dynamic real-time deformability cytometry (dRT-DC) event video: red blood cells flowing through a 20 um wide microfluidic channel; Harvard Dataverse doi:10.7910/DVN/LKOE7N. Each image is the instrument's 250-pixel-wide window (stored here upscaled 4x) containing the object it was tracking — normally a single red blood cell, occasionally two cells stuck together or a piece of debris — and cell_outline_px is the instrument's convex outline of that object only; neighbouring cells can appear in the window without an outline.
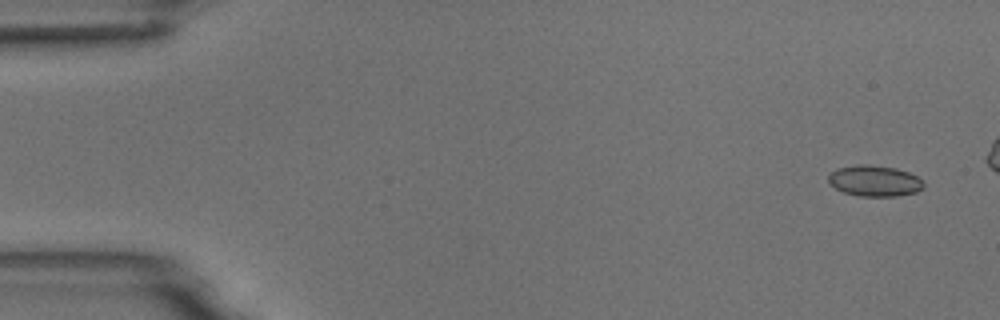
{"species": "common noctule bat (a hibernating species)", "species_latin": "Nyctalus noctula", "temperature_condition": "room temperature", "stored_images_in_passage": 6, "camera_frame_rate_fps": 3000, "um_per_image_px": 0.085, "animal": {"sex": "male", "body_mass_g": 18.8}, "frame": {"image": 1, "passage_image": 1, "time_ms": 0.0, "image_size_px": [1000, 320], "cell_outline_px": [[924, 188], [916, 192], [896, 196], [860, 196], [844, 192], [836, 188], [828, 180], [828, 176], [836, 168], [856, 164], [868, 164], [896, 168], [908, 172], [916, 176], [924, 184]], "centroid_in_image_um": [74.33, 15.36], "position_along_channel_um": 10.7, "area_um2": 17.11}}